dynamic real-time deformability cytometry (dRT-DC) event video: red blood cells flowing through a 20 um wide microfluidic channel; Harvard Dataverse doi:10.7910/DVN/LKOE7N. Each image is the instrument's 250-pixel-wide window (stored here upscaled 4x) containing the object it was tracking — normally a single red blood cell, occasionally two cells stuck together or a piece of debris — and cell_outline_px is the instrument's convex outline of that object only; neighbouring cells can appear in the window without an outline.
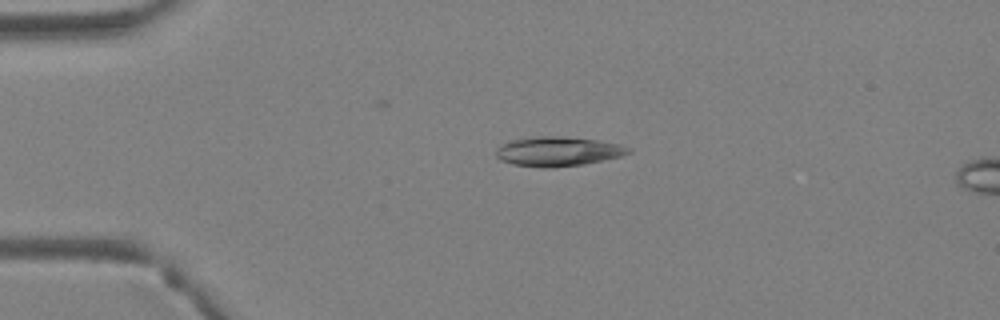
{"species": "Egyptian fruit bat (a non-hibernating species)", "species_latin": "Rousettus aegyptiacus", "temperature_condition": "warm", "stored_images_in_passage": 4, "camera_frame_rate_fps": 3000, "um_per_image_px": 0.085, "animal": {"sex": "female"}, "frame": {"image": 1, "passage_image": 3, "time_ms": 0.667, "image_size_px": [1000, 320], "cell_outline_px": [[632, 152], [620, 156], [584, 164], [548, 168], [540, 168], [512, 164], [500, 160], [496, 156], [496, 148], [512, 140], [536, 136], [564, 136], [596, 140], [616, 144], [632, 148]], "centroid_in_image_um": [47.4, 12.87], "position_along_channel_um": 37.6, "area_um2": 22.66}}